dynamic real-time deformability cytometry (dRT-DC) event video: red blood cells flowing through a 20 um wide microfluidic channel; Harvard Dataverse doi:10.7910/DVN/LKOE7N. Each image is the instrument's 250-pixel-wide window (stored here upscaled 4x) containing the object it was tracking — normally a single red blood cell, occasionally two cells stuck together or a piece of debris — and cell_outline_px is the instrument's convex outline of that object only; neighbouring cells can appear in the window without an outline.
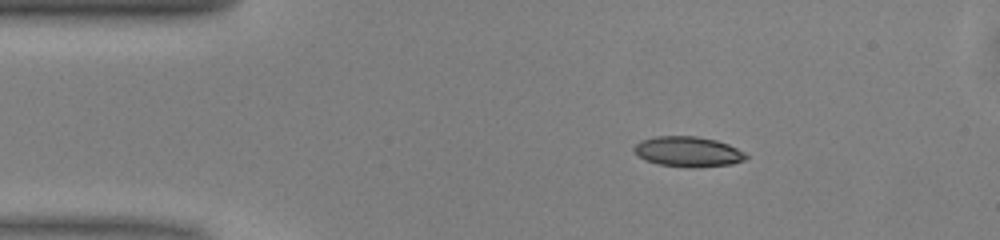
{"species": "common noctule bat (a hibernating species)", "species_latin": "Nyctalus noctula", "temperature_condition": "warm", "stored_images_in_passage": 43, "camera_frame_rate_fps": 3000, "um_per_image_px": 0.085, "animal": {"sex": "male", "body_mass_g": 13.0, "forearm_length_mm": 53.1}, "frame": {"image": 1, "passage_image": 1, "time_ms": 0.0, "image_size_px": [1000, 240], "cell_outline_px": [[748, 156], [744, 160], [732, 164], [696, 168], [688, 168], [660, 164], [644, 160], [636, 156], [632, 148], [640, 140], [656, 136], [696, 136], [716, 140], [728, 144], [744, 152]], "centroid_in_image_um": [58.45, 12.9], "position_along_channel_um": 26.6, "area_um2": 19.94}}
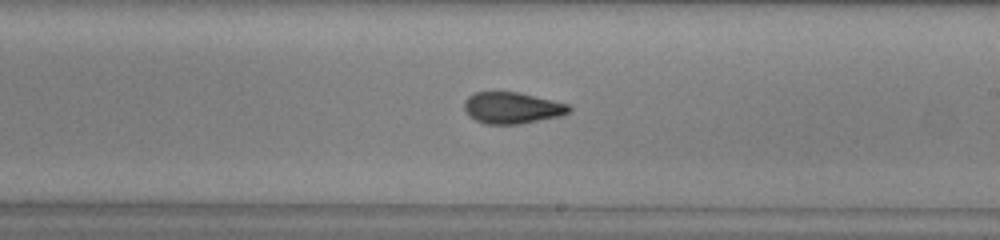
{"frame": {"image": 2, "passage_image": 21, "time_ms": 6.667, "image_size_px": [1000, 240], "cell_outline_px": [[572, 112], [560, 116], [520, 124], [484, 124], [468, 116], [464, 108], [464, 100], [468, 96], [476, 92], [520, 92], [568, 104], [572, 108]], "centroid_in_image_um": [43.53, 9.17], "position_along_channel_um": 245.5, "area_um2": 19.36}}
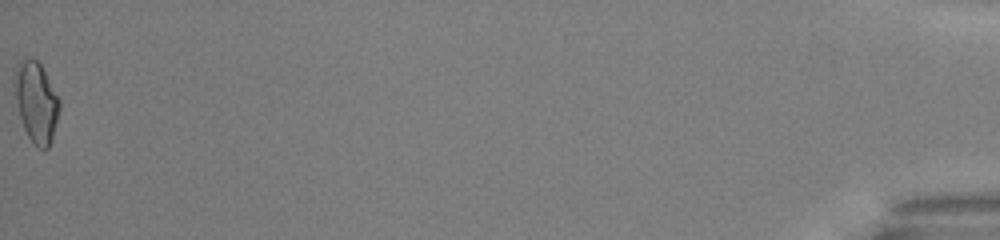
{"frame": {"image": 3, "passage_image": 43, "time_ms": 14.0, "image_size_px": [1000, 240], "cell_outline_px": [[60, 108], [52, 140], [48, 148], [44, 152], [36, 148], [28, 136], [24, 128], [20, 116], [12, 84], [12, 80], [16, 68], [20, 60], [28, 56], [36, 60], [40, 64], [60, 100]], "centroid_in_image_um": [3.06, 8.69], "position_along_channel_um": 432.1, "area_um2": 21.33}, "authors_computed_cell_mechanics": {"area_um2": 19.5942, "velocity_mm_per_s": 4.0808, "shape_relaxation_time_tau1_ms": 7.2545, "shape_relaxation_time_tau2_ms": 2.0263, "deformation_change_tau1": 0.1653, "deformation_change_tau2": 0.0944}}